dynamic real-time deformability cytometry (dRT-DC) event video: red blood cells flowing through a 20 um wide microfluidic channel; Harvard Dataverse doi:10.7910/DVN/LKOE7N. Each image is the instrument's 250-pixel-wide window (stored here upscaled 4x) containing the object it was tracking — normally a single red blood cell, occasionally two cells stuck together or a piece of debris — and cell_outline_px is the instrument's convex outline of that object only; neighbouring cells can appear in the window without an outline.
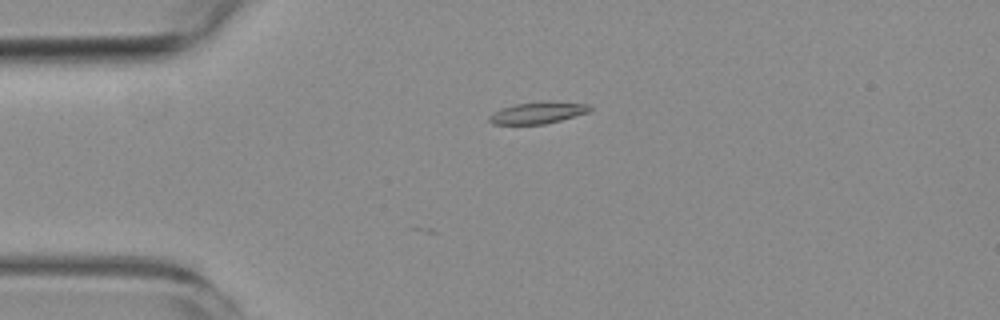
{"species": "common noctule bat (a hibernating species)", "species_latin": "Nyctalus noctula", "temperature_condition": "room temperature", "stored_images_in_passage": 7, "camera_frame_rate_fps": 3000, "um_per_image_px": 0.085, "animal": {"sex": "female", "body_mass_g": 19.3, "forearm_length_mm": 54.1}, "frame": {"image": 1, "passage_image": 4, "time_ms": 3.333, "image_size_px": [1000, 320], "cell_outline_px": [[592, 108], [588, 112], [560, 120], [544, 124], [492, 124], [488, 120], [488, 116], [500, 108], [516, 104], [588, 104]], "centroid_in_image_um": [45.6, 9.64], "position_along_channel_um": 39.4, "area_um2": 11.73}}
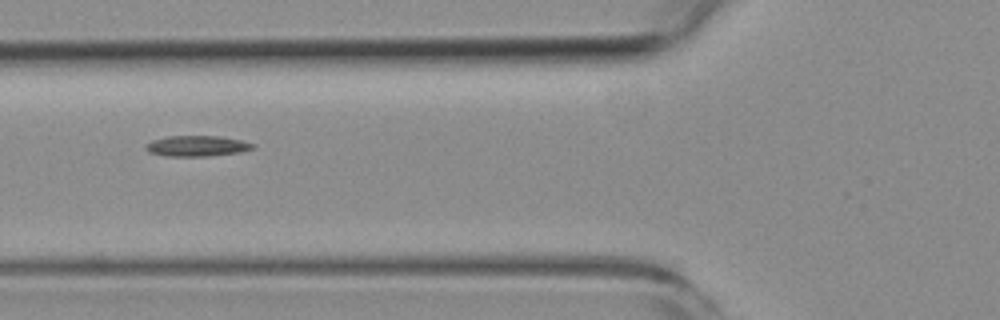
{"frame": {"image": 2, "passage_image": 6, "time_ms": 6.0, "image_size_px": [1000, 320], "cell_outline_px": [[256, 148], [240, 152], [208, 156], [164, 156], [148, 152], [144, 148], [144, 144], [152, 140], [168, 136], [220, 136], [240, 140], [256, 144]], "centroid_in_image_um": [16.72, 12.41], "position_along_channel_um": 109.1, "area_um2": 13.06}}
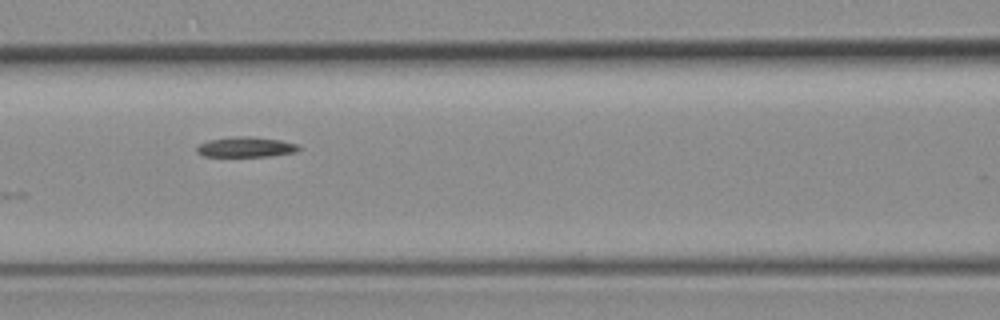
{"frame": {"image": 3, "passage_image": 7, "time_ms": 7.0, "image_size_px": [1000, 320], "cell_outline_px": [[300, 148], [296, 152], [268, 156], [204, 156], [196, 152], [196, 148], [200, 144], [208, 140], [236, 136], [256, 136], [280, 140], [300, 144]], "centroid_in_image_um": [20.92, 12.48], "position_along_channel_um": 145.7, "area_um2": 12.08}}